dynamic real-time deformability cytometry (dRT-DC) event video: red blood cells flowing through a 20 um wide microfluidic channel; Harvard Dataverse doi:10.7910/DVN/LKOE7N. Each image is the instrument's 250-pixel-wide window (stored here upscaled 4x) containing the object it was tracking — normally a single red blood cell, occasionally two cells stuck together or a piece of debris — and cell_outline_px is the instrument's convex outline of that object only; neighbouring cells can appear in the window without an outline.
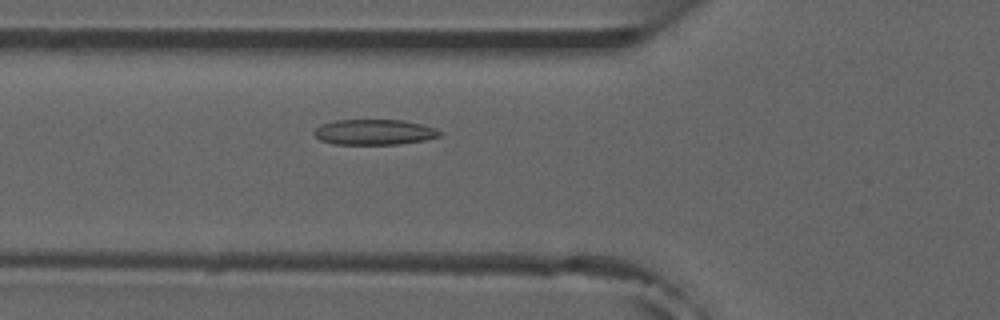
{"species": "common noctule bat (a hibernating species)", "species_latin": "Nyctalus noctula", "temperature_condition": "room temperature", "stored_images_in_passage": 13, "camera_frame_rate_fps": 3000, "um_per_image_px": 0.085, "animal": {"sex": "male", "forearm_length_mm": 52.5}, "frame": {"image": 1, "passage_image": 3, "time_ms": 0.667, "image_size_px": [1000, 320], "cell_outline_px": [[440, 136], [424, 140], [400, 144], [332, 144], [320, 140], [312, 132], [320, 124], [336, 120], [404, 120], [424, 124], [436, 128], [440, 132]], "centroid_in_image_um": [31.8, 11.22], "position_along_channel_um": 94.0, "area_um2": 18.73}}
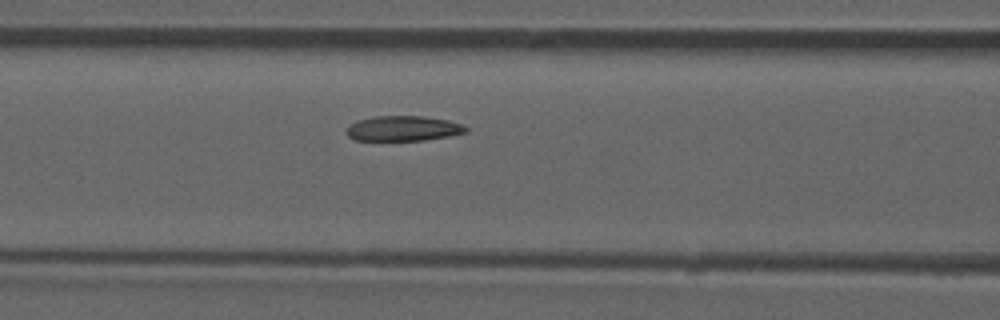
{"frame": {"image": 2, "passage_image": 6, "time_ms": 1.667, "image_size_px": [1000, 320], "cell_outline_px": [[468, 132], [448, 136], [424, 140], [356, 140], [348, 136], [344, 132], [356, 120], [376, 116], [424, 116], [448, 120], [460, 124], [468, 128]], "centroid_in_image_um": [34.27, 10.91], "position_along_channel_um": 132.3, "area_um2": 17.4}}